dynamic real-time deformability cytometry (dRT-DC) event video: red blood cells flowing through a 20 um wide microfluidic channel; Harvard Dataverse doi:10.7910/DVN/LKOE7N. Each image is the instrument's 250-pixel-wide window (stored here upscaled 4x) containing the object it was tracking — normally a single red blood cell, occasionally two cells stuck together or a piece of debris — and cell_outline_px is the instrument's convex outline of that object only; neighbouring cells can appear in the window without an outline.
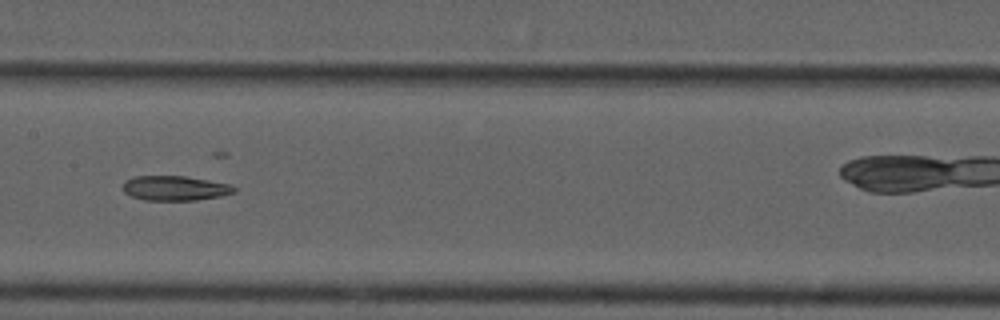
{"species": "common noctule bat (a hibernating species)", "species_latin": "Nyctalus noctula", "temperature_condition": "cold", "stored_images_in_passage": 40, "camera_frame_rate_fps": 3000, "um_per_image_px": 0.085, "animal": {"sex": "male", "forearm_length_mm": 52.5}, "frame": {"image": 1, "passage_image": 12, "time_ms": 3.667, "image_size_px": [1000, 320], "cell_outline_px": [[236, 192], [220, 196], [196, 200], [144, 200], [132, 196], [124, 192], [124, 180], [132, 176], [184, 176], [208, 180], [228, 184], [236, 188]], "centroid_in_image_um": [14.85, 15.99], "position_along_channel_um": 192.5, "area_um2": 15.95}}
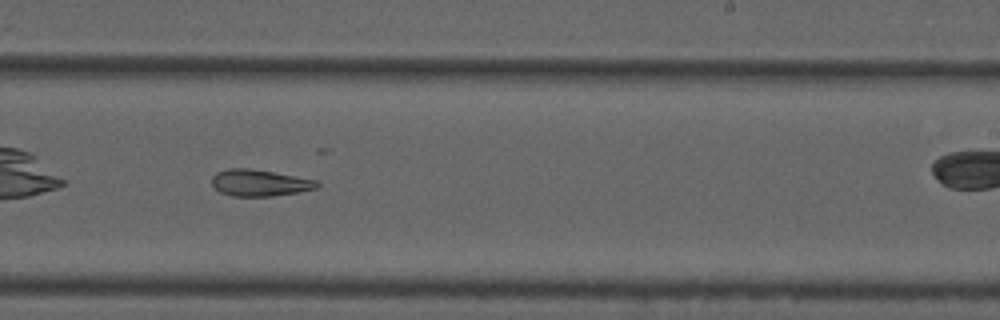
{"frame": {"image": 2, "passage_image": 18, "time_ms": 5.667, "image_size_px": [1000, 320], "cell_outline_px": [[320, 184], [316, 188], [300, 192], [272, 196], [232, 196], [220, 192], [212, 184], [212, 176], [216, 172], [228, 168], [248, 168], [272, 172], [316, 180]], "centroid_in_image_um": [22.04, 15.54], "position_along_channel_um": 267.0, "area_um2": 16.18}, "authors_computed_cell_mechanics": {"area_um2": 17.2533, "velocity_mm_per_s": 3.7402, "shape_relaxation_time_tau1_ms": null, "shape_relaxation_time_tau2_ms": 8.9531, "deformation_change_tau1": null, "deformation_change_tau2": 0.2008}}